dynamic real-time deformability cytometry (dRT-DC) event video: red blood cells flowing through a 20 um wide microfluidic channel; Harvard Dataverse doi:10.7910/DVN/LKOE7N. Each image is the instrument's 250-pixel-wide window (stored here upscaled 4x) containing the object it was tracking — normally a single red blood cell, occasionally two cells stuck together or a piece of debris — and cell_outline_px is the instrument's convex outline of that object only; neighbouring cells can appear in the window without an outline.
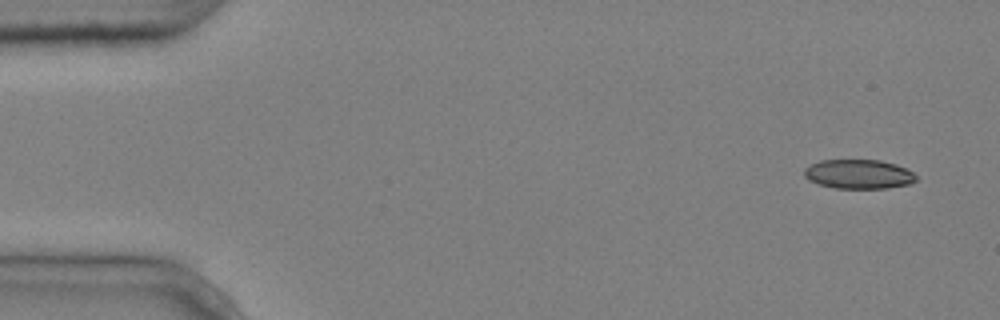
{"species": "common noctule bat (a hibernating species)", "species_latin": "Nyctalus noctula", "temperature_condition": "cold", "stored_images_in_passage": 7, "camera_frame_rate_fps": 3000, "um_per_image_px": 0.085, "animal": {"sex": "male", "body_mass_g": 20.4}, "frame": {"image": 1, "passage_image": 1, "time_ms": 0.0, "image_size_px": [1000, 320], "cell_outline_px": [[916, 180], [912, 184], [888, 188], [836, 188], [820, 184], [808, 180], [804, 176], [804, 168], [820, 160], [880, 160], [896, 164], [912, 172], [916, 176]], "centroid_in_image_um": [72.99, 14.8], "position_along_channel_um": 12.0, "area_um2": 19.07}}
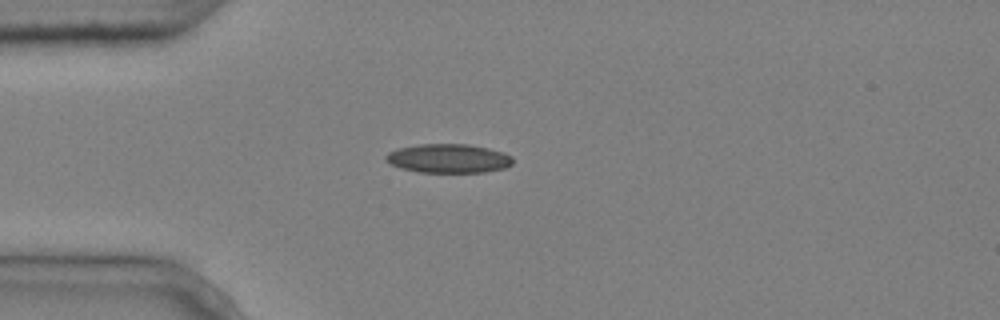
{"frame": {"image": 2, "passage_image": 4, "time_ms": 1.0, "image_size_px": [1000, 320], "cell_outline_px": [[512, 164], [504, 168], [484, 172], [420, 172], [400, 168], [392, 164], [384, 156], [388, 152], [396, 148], [416, 144], [468, 144], [488, 148], [504, 152], [512, 156]], "centroid_in_image_um": [38.12, 13.45], "position_along_channel_um": 46.9, "area_um2": 21.44}}